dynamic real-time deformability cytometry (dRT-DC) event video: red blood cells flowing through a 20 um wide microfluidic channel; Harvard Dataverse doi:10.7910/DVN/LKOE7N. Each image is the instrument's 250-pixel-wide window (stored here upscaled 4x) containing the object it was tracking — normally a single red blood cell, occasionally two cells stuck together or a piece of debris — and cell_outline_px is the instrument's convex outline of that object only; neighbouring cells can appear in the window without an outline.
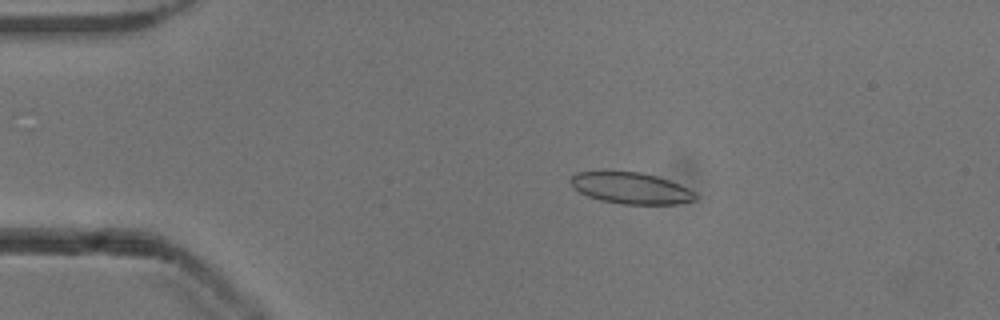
{"species": "common noctule bat (a hibernating species)", "species_latin": "Nyctalus noctula", "temperature_condition": "cold", "stored_images_in_passage": 46, "camera_frame_rate_fps": 3000, "um_per_image_px": 0.085, "animal": {"sex": "male", "body_mass_g": 13.3}, "frame": {"image": 1, "passage_image": 10, "time_ms": 3.0, "image_size_px": [1000, 320], "cell_outline_px": [[696, 200], [676, 204], [620, 204], [600, 200], [588, 196], [580, 192], [572, 184], [572, 176], [576, 172], [640, 172], [656, 176], [680, 184], [688, 188], [696, 196]], "centroid_in_image_um": [53.65, 16.0], "position_along_channel_um": 31.3, "area_um2": 22.43}}
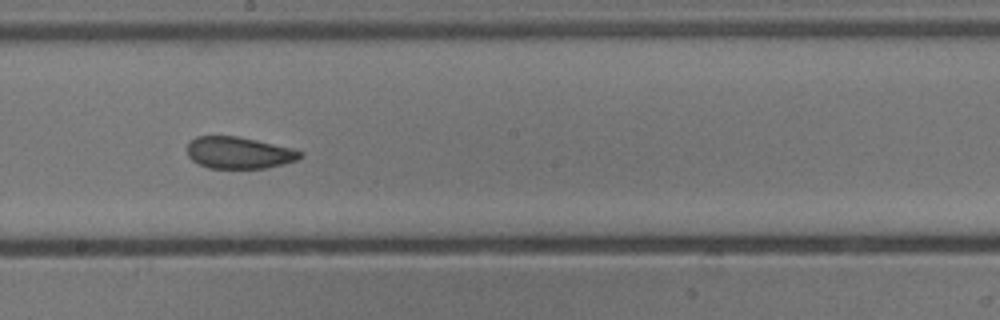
{"frame": {"image": 2, "passage_image": 29, "time_ms": 9.333, "image_size_px": [1000, 320], "cell_outline_px": [[304, 156], [296, 160], [284, 164], [264, 168], [208, 168], [192, 160], [188, 156], [188, 144], [196, 136], [236, 136], [256, 140], [292, 148], [304, 152]], "centroid_in_image_um": [20.34, 12.98], "position_along_channel_um": 227.9, "area_um2": 20.87}}
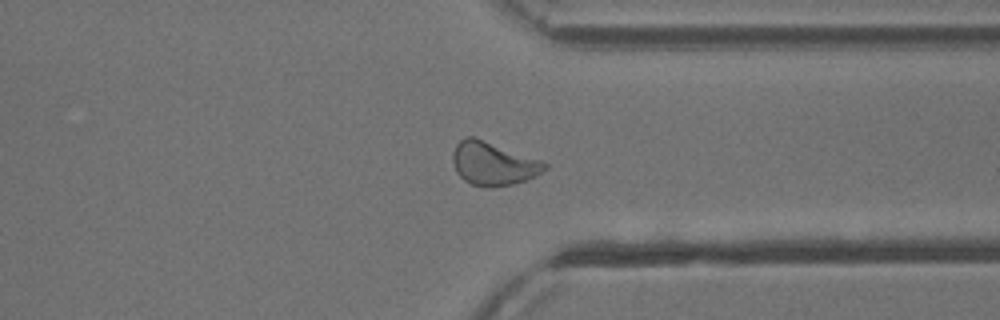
{"frame": {"image": 3, "passage_image": 40, "time_ms": 13.0, "image_size_px": [1000, 320], "cell_outline_px": [[548, 168], [524, 180], [512, 184], [488, 188], [484, 188], [472, 184], [464, 180], [456, 172], [452, 160], [452, 152], [456, 144], [464, 136], [472, 136], [540, 160], [548, 164]], "centroid_in_image_um": [41.86, 13.91], "position_along_channel_um": 369.5, "area_um2": 22.95}, "authors_computed_cell_mechanics": {"area_um2": 22.3975, "velocity_mm_per_s": 3.8977, "shape_relaxation_time_tau1_ms": null, "shape_relaxation_time_tau2_ms": 1.8567, "deformation_change_tau1": null, "deformation_change_tau2": 0.0548}}